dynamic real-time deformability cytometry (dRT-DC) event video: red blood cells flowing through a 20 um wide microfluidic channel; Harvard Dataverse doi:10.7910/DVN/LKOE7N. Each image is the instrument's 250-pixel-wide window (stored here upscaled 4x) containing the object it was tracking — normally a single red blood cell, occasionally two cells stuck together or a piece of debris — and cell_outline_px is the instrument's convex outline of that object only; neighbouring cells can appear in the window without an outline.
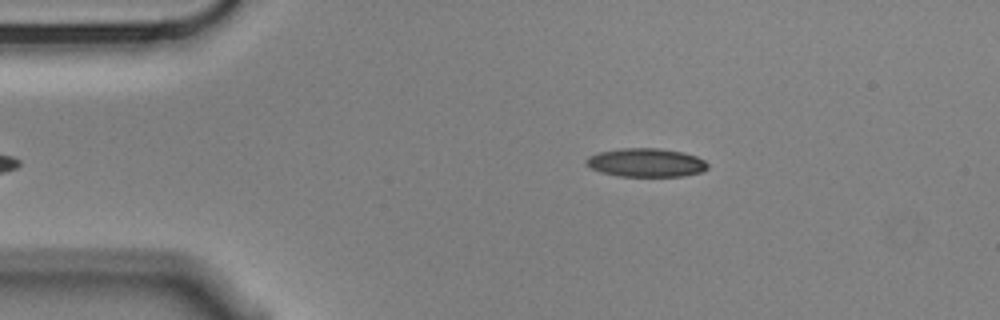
{"species": "Egyptian fruit bat (a non-hibernating species)", "species_latin": "Rousettus aegyptiacus", "temperature_condition": "cold", "stored_images_in_passage": 48, "camera_frame_rate_fps": 3000, "um_per_image_px": 0.085, "animal": {"sex": "male"}, "frame": {"image": 1, "passage_image": 2, "time_ms": 0.333, "image_size_px": [1000, 320], "cell_outline_px": [[708, 168], [704, 172], [684, 176], [620, 176], [600, 172], [592, 168], [584, 160], [588, 156], [600, 152], [624, 148], [656, 148], [684, 152], [696, 156], [704, 160], [708, 164]], "centroid_in_image_um": [54.96, 13.82], "position_along_channel_um": 30.0, "area_um2": 20.23}}
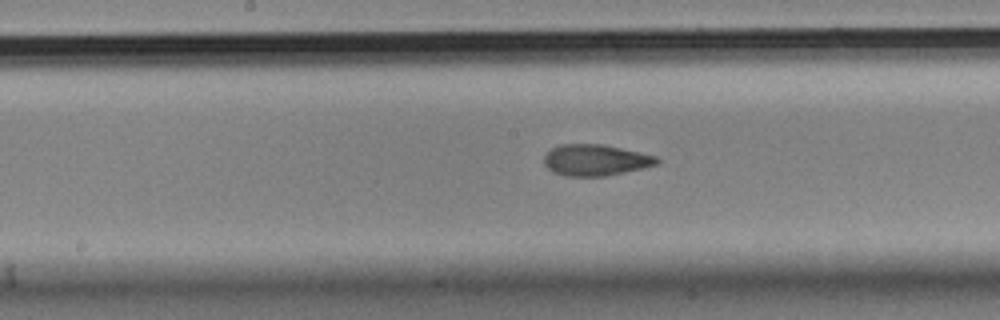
{"frame": {"image": 2, "passage_image": 20, "time_ms": 6.333, "image_size_px": [1000, 320], "cell_outline_px": [[660, 164], [644, 168], [604, 176], [564, 176], [552, 172], [544, 164], [544, 156], [552, 148], [560, 144], [604, 144], [656, 156], [660, 160]], "centroid_in_image_um": [50.62, 13.61], "position_along_channel_um": 197.6, "area_um2": 20.63}}
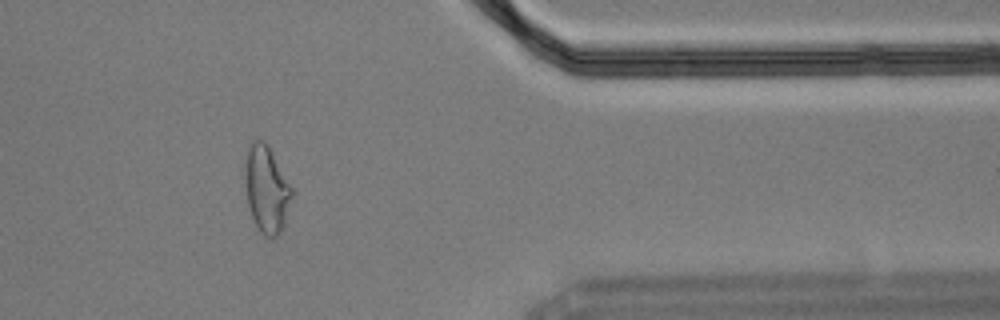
{"frame": {"image": 3, "passage_image": 38, "time_ms": 12.333, "image_size_px": [1000, 320], "cell_outline_px": [[292, 196], [284, 224], [280, 232], [272, 240], [264, 236], [260, 232], [252, 216], [248, 204], [244, 180], [244, 164], [248, 144], [252, 140], [264, 140], [268, 144], [292, 188]], "centroid_in_image_um": [22.63, 16.05], "position_along_channel_um": 388.8, "area_um2": 23.87}, "authors_computed_cell_mechanics": {"area_um2": 20.8947, "velocity_mm_per_s": 3.5326, "shape_relaxation_time_tau1_ms": null, "shape_relaxation_time_tau2_ms": 2.6048, "deformation_change_tau1": null, "deformation_change_tau2": 0.0882}}